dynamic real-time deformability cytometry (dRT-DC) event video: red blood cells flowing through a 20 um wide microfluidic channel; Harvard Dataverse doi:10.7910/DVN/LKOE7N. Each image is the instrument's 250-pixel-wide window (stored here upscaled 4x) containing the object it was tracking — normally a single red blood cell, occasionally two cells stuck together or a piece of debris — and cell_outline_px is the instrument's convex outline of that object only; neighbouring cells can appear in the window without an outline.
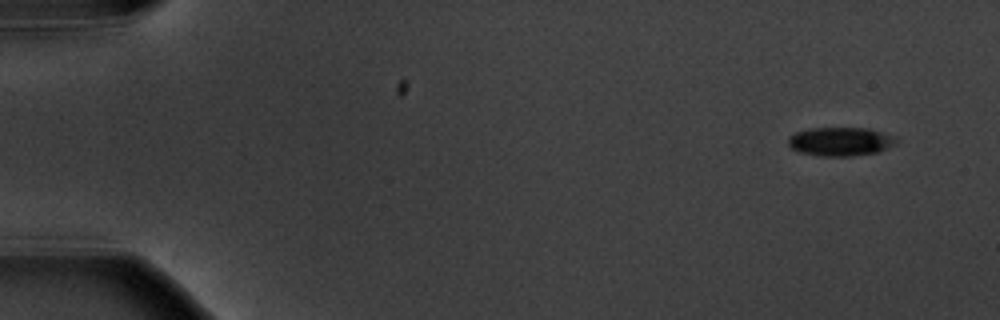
{"species": "common noctule bat (a hibernating species)", "species_latin": "Nyctalus noctula", "temperature_condition": "warm", "stored_images_in_passage": 4, "camera_frame_rate_fps": 3000, "um_per_image_px": 0.085, "animal": {"sex": "male", "body_mass_g": 20.1, "forearm_length_mm": 53.5}, "frame": {"image": 1, "passage_image": 1, "time_ms": 0.0, "image_size_px": [1000, 320], "cell_outline_px": [[896, 144], [876, 152], [848, 156], [820, 156], [800, 152], [792, 148], [788, 144], [788, 136], [796, 132], [808, 128], [868, 128], [892, 136], [896, 140]], "centroid_in_image_um": [71.38, 12.02], "position_along_channel_um": 13.6, "area_um2": 17.86}}
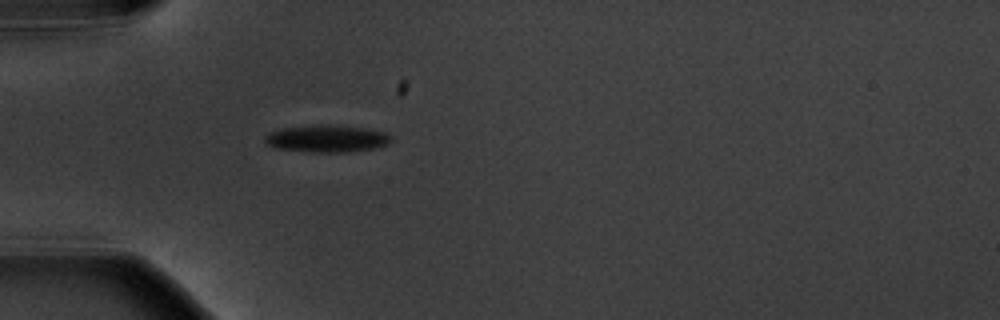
{"frame": {"image": 2, "passage_image": 4, "time_ms": 4.667, "image_size_px": [1000, 320], "cell_outline_px": [[392, 140], [388, 144], [376, 148], [348, 152], [312, 152], [276, 148], [264, 144], [264, 136], [268, 132], [284, 128], [360, 128], [384, 132], [392, 136]], "centroid_in_image_um": [27.77, 11.85], "position_along_channel_um": 57.2, "area_um2": 18.84}}